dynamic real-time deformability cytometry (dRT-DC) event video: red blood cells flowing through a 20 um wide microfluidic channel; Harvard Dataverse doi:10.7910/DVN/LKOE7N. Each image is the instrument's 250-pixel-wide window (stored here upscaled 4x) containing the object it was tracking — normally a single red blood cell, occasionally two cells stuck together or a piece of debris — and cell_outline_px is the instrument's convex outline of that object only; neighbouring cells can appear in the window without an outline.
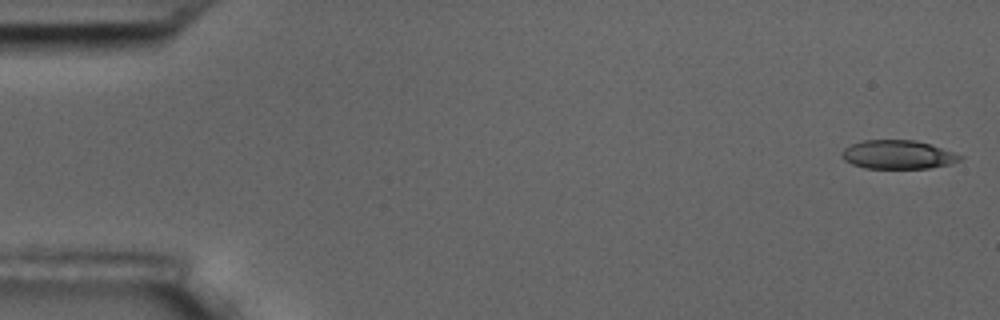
{"species": "common noctule bat (a hibernating species)", "species_latin": "Nyctalus noctula", "temperature_condition": "room temperature", "stored_images_in_passage": 8, "camera_frame_rate_fps": 3000, "um_per_image_px": 0.085, "animal": {"sex": "male", "body_mass_g": 17.5, "forearm_length_mm": 52.3}, "frame": {"image": 1, "passage_image": 1, "time_ms": 0.0, "image_size_px": [1000, 320], "cell_outline_px": [[964, 156], [960, 160], [952, 164], [928, 168], [864, 168], [852, 164], [844, 160], [840, 156], [840, 152], [844, 148], [852, 144], [864, 140], [916, 140]], "centroid_in_image_um": [76.28, 13.15], "position_along_channel_um": 8.7, "area_um2": 19.71}}
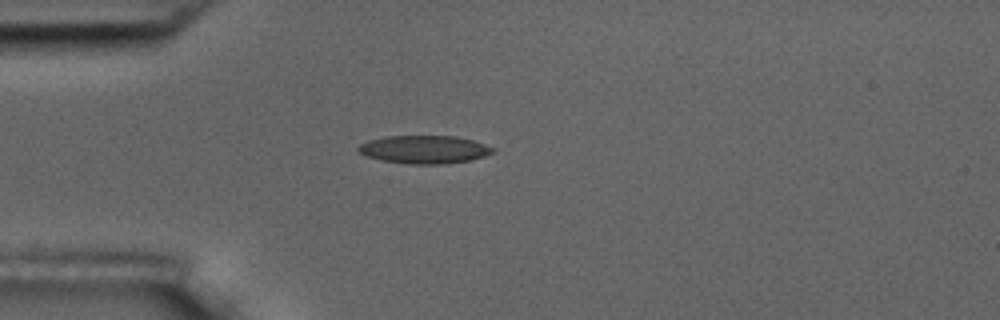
{"frame": {"image": 2, "passage_image": 5, "time_ms": 4.667, "image_size_px": [1000, 320], "cell_outline_px": [[496, 152], [484, 156], [468, 160], [444, 164], [408, 164], [384, 160], [368, 156], [360, 152], [356, 148], [360, 144], [368, 140], [388, 136], [456, 136], [472, 140], [496, 148]], "centroid_in_image_um": [36.1, 12.7], "position_along_channel_um": 48.9, "area_um2": 21.85}}